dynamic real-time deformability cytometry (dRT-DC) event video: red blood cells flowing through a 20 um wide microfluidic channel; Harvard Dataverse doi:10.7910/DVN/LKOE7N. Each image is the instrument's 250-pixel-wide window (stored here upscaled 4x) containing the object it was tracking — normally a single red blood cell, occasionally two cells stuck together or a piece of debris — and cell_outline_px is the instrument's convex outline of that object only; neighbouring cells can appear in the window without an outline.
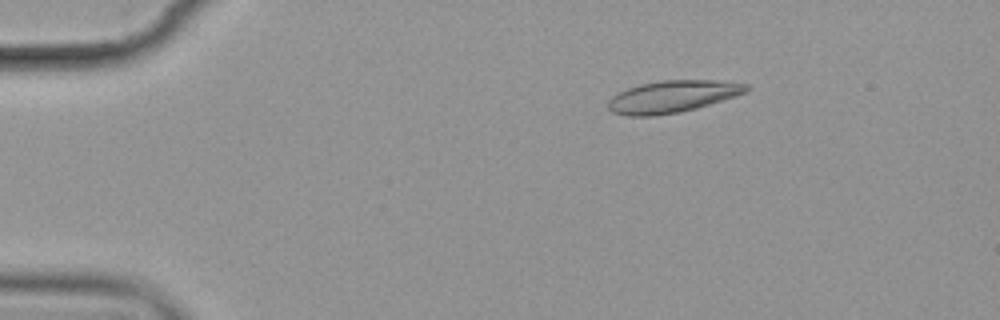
{"species": "common noctule bat (a hibernating species)", "species_latin": "Nyctalus noctula", "temperature_condition": "cold", "stored_images_in_passage": 5, "camera_frame_rate_fps": 3000, "um_per_image_px": 0.085, "animal": {"sex": "female", "body_mass_g": 19.9}, "frame": {"image": 1, "passage_image": 2, "time_ms": 1.333, "image_size_px": [1000, 320], "cell_outline_px": [[752, 88], [748, 92], [736, 96], [696, 108], [680, 112], [656, 116], [628, 116], [612, 112], [608, 108], [608, 100], [612, 96], [628, 88], [640, 84], [664, 80], [720, 80], [748, 84]], "centroid_in_image_um": [57.19, 8.2], "position_along_channel_um": 27.8, "area_um2": 25.95}}
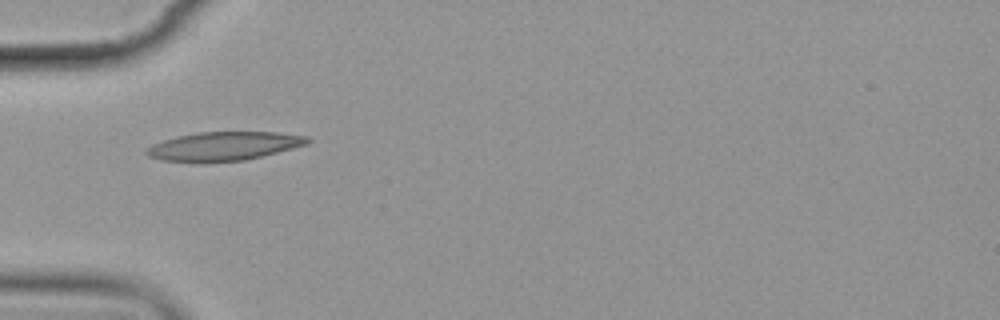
{"frame": {"image": 2, "passage_image": 4, "time_ms": 4.333, "image_size_px": [1000, 320], "cell_outline_px": [[312, 140], [308, 144], [244, 160], [208, 164], [196, 164], [160, 160], [148, 156], [144, 152], [144, 148], [152, 144], [176, 136], [196, 132], [276, 132], [308, 136]], "centroid_in_image_um": [18.93, 12.45], "position_along_channel_um": 66.1, "area_um2": 27.69}}
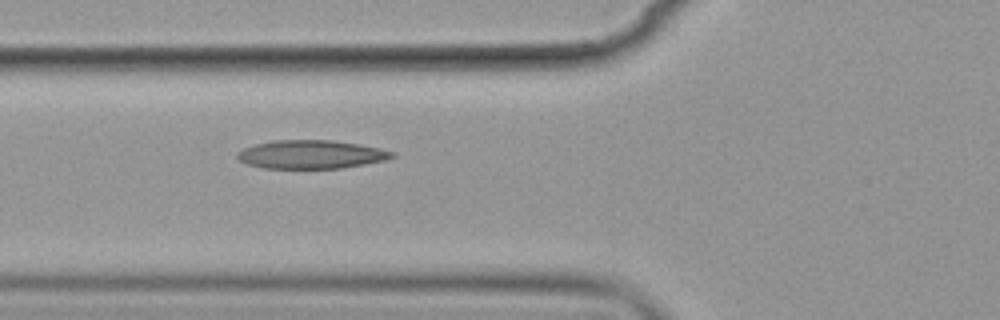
{"frame": {"image": 3, "passage_image": 5, "time_ms": 5.333, "image_size_px": [1000, 320], "cell_outline_px": [[396, 156], [384, 160], [364, 164], [340, 168], [264, 168], [248, 164], [240, 160], [236, 156], [236, 152], [244, 148], [256, 144], [272, 140], [332, 140], [360, 144], [380, 148], [396, 152]], "centroid_in_image_um": [26.46, 13.12], "position_along_channel_um": 99.3, "area_um2": 25.66}}